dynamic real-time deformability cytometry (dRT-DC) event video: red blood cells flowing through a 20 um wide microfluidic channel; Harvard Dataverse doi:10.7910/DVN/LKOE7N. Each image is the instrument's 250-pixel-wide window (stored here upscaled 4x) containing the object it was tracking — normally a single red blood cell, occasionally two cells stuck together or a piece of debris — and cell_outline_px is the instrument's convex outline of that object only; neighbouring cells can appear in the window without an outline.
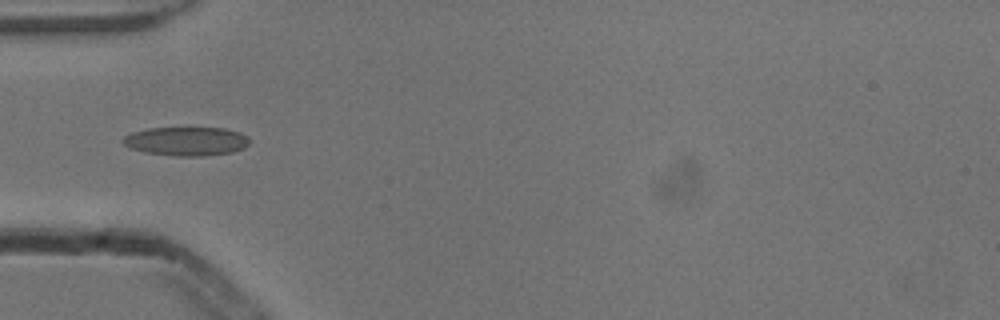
{"species": "common noctule bat (a hibernating species)", "species_latin": "Nyctalus noctula", "temperature_condition": "cold", "stored_images_in_passage": 6, "camera_frame_rate_fps": 3000, "um_per_image_px": 0.085, "animal": {"sex": "male", "body_mass_g": 13.3}, "frame": {"image": 1, "passage_image": 3, "time_ms": 0.667, "image_size_px": [1000, 320], "cell_outline_px": [[252, 140], [244, 148], [232, 152], [204, 156], [176, 156], [144, 152], [132, 148], [124, 144], [120, 140], [124, 136], [132, 132], [148, 128], [224, 128], [240, 132], [248, 136]], "centroid_in_image_um": [15.87, 12.0], "position_along_channel_um": 69.1, "area_um2": 21.39}}
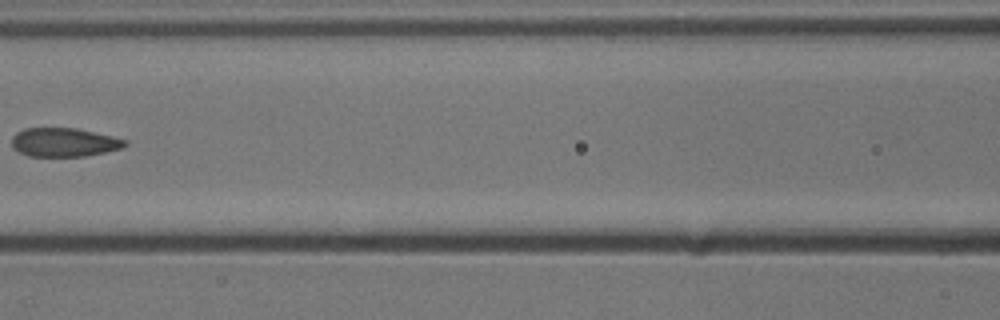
{"frame": {"image": 2, "passage_image": 5, "time_ms": 1.333, "image_size_px": [1000, 320], "cell_outline_px": [[128, 144], [120, 148], [104, 152], [84, 156], [28, 156], [12, 148], [12, 136], [16, 132], [24, 128], [76, 128], [112, 136], [128, 140]], "centroid_in_image_um": [5.42, 12.09], "position_along_channel_um": 161.2, "area_um2": 18.96}}
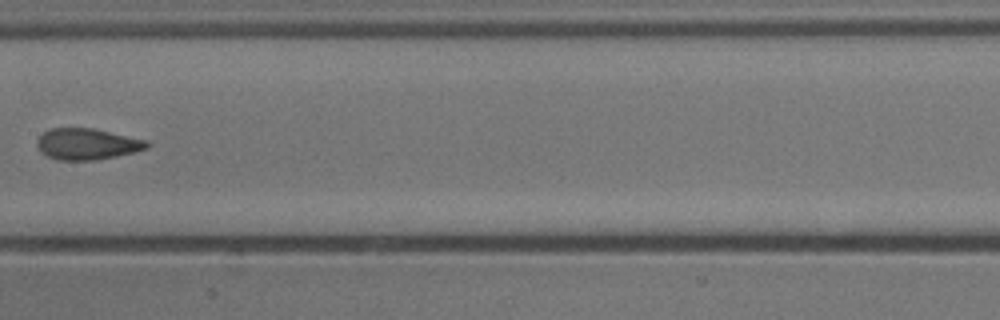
{"frame": {"image": 3, "passage_image": 6, "time_ms": 1.667, "image_size_px": [1000, 320], "cell_outline_px": [[148, 148], [116, 156], [92, 160], [60, 160], [48, 156], [40, 152], [36, 144], [36, 140], [44, 132], [52, 128], [92, 128], [148, 140]], "centroid_in_image_um": [7.38, 12.24], "position_along_channel_um": 200.0, "area_um2": 19.83}}